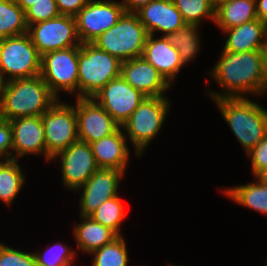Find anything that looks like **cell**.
<instances>
[{
  "label": "cell",
  "instance_id": "obj_19",
  "mask_svg": "<svg viewBox=\"0 0 267 266\" xmlns=\"http://www.w3.org/2000/svg\"><path fill=\"white\" fill-rule=\"evenodd\" d=\"M142 57L153 65L171 86L184 67L178 50L166 36L157 38L148 34Z\"/></svg>",
  "mask_w": 267,
  "mask_h": 266
},
{
  "label": "cell",
  "instance_id": "obj_15",
  "mask_svg": "<svg viewBox=\"0 0 267 266\" xmlns=\"http://www.w3.org/2000/svg\"><path fill=\"white\" fill-rule=\"evenodd\" d=\"M124 177L123 171L99 168L84 185L75 191L80 193L79 216H89L106 200L117 196Z\"/></svg>",
  "mask_w": 267,
  "mask_h": 266
},
{
  "label": "cell",
  "instance_id": "obj_20",
  "mask_svg": "<svg viewBox=\"0 0 267 266\" xmlns=\"http://www.w3.org/2000/svg\"><path fill=\"white\" fill-rule=\"evenodd\" d=\"M127 140L120 127L112 135L90 143L98 167L116 169L126 173L131 156Z\"/></svg>",
  "mask_w": 267,
  "mask_h": 266
},
{
  "label": "cell",
  "instance_id": "obj_11",
  "mask_svg": "<svg viewBox=\"0 0 267 266\" xmlns=\"http://www.w3.org/2000/svg\"><path fill=\"white\" fill-rule=\"evenodd\" d=\"M124 11L120 1L89 0L75 16L81 44L92 43L114 26Z\"/></svg>",
  "mask_w": 267,
  "mask_h": 266
},
{
  "label": "cell",
  "instance_id": "obj_27",
  "mask_svg": "<svg viewBox=\"0 0 267 266\" xmlns=\"http://www.w3.org/2000/svg\"><path fill=\"white\" fill-rule=\"evenodd\" d=\"M28 33L25 11L15 0H0V39Z\"/></svg>",
  "mask_w": 267,
  "mask_h": 266
},
{
  "label": "cell",
  "instance_id": "obj_4",
  "mask_svg": "<svg viewBox=\"0 0 267 266\" xmlns=\"http://www.w3.org/2000/svg\"><path fill=\"white\" fill-rule=\"evenodd\" d=\"M168 96L145 97L121 128L133 145L134 155L141 157L146 148L159 134L171 109Z\"/></svg>",
  "mask_w": 267,
  "mask_h": 266
},
{
  "label": "cell",
  "instance_id": "obj_1",
  "mask_svg": "<svg viewBox=\"0 0 267 266\" xmlns=\"http://www.w3.org/2000/svg\"><path fill=\"white\" fill-rule=\"evenodd\" d=\"M207 73L222 89L206 91L212 100L260 97L264 82L262 50L239 53L222 49L219 59Z\"/></svg>",
  "mask_w": 267,
  "mask_h": 266
},
{
  "label": "cell",
  "instance_id": "obj_40",
  "mask_svg": "<svg viewBox=\"0 0 267 266\" xmlns=\"http://www.w3.org/2000/svg\"><path fill=\"white\" fill-rule=\"evenodd\" d=\"M15 1L24 11H26L32 4H34L38 0H15Z\"/></svg>",
  "mask_w": 267,
  "mask_h": 266
},
{
  "label": "cell",
  "instance_id": "obj_18",
  "mask_svg": "<svg viewBox=\"0 0 267 266\" xmlns=\"http://www.w3.org/2000/svg\"><path fill=\"white\" fill-rule=\"evenodd\" d=\"M136 13L148 34L151 35L161 32V36H166L186 24L173 0H152Z\"/></svg>",
  "mask_w": 267,
  "mask_h": 266
},
{
  "label": "cell",
  "instance_id": "obj_7",
  "mask_svg": "<svg viewBox=\"0 0 267 266\" xmlns=\"http://www.w3.org/2000/svg\"><path fill=\"white\" fill-rule=\"evenodd\" d=\"M42 56L28 33L0 39V80L30 78L41 73Z\"/></svg>",
  "mask_w": 267,
  "mask_h": 266
},
{
  "label": "cell",
  "instance_id": "obj_38",
  "mask_svg": "<svg viewBox=\"0 0 267 266\" xmlns=\"http://www.w3.org/2000/svg\"><path fill=\"white\" fill-rule=\"evenodd\" d=\"M257 17L267 26V0H256Z\"/></svg>",
  "mask_w": 267,
  "mask_h": 266
},
{
  "label": "cell",
  "instance_id": "obj_30",
  "mask_svg": "<svg viewBox=\"0 0 267 266\" xmlns=\"http://www.w3.org/2000/svg\"><path fill=\"white\" fill-rule=\"evenodd\" d=\"M186 24L200 26L203 20L215 23V7L212 0H173Z\"/></svg>",
  "mask_w": 267,
  "mask_h": 266
},
{
  "label": "cell",
  "instance_id": "obj_16",
  "mask_svg": "<svg viewBox=\"0 0 267 266\" xmlns=\"http://www.w3.org/2000/svg\"><path fill=\"white\" fill-rule=\"evenodd\" d=\"M121 76L146 97L167 96V91L171 89V85L159 71L143 57L123 61Z\"/></svg>",
  "mask_w": 267,
  "mask_h": 266
},
{
  "label": "cell",
  "instance_id": "obj_29",
  "mask_svg": "<svg viewBox=\"0 0 267 266\" xmlns=\"http://www.w3.org/2000/svg\"><path fill=\"white\" fill-rule=\"evenodd\" d=\"M125 237L118 236L111 243L93 251L92 266H129V252Z\"/></svg>",
  "mask_w": 267,
  "mask_h": 266
},
{
  "label": "cell",
  "instance_id": "obj_37",
  "mask_svg": "<svg viewBox=\"0 0 267 266\" xmlns=\"http://www.w3.org/2000/svg\"><path fill=\"white\" fill-rule=\"evenodd\" d=\"M152 0H122L120 1L123 5L125 11L127 12H136L142 6L147 5Z\"/></svg>",
  "mask_w": 267,
  "mask_h": 266
},
{
  "label": "cell",
  "instance_id": "obj_14",
  "mask_svg": "<svg viewBox=\"0 0 267 266\" xmlns=\"http://www.w3.org/2000/svg\"><path fill=\"white\" fill-rule=\"evenodd\" d=\"M145 97L120 76L110 80L92 98L122 126Z\"/></svg>",
  "mask_w": 267,
  "mask_h": 266
},
{
  "label": "cell",
  "instance_id": "obj_42",
  "mask_svg": "<svg viewBox=\"0 0 267 266\" xmlns=\"http://www.w3.org/2000/svg\"><path fill=\"white\" fill-rule=\"evenodd\" d=\"M228 0H212L214 7L216 8L219 4Z\"/></svg>",
  "mask_w": 267,
  "mask_h": 266
},
{
  "label": "cell",
  "instance_id": "obj_24",
  "mask_svg": "<svg viewBox=\"0 0 267 266\" xmlns=\"http://www.w3.org/2000/svg\"><path fill=\"white\" fill-rule=\"evenodd\" d=\"M222 190L221 192L231 201L267 216V184L258 177L250 183L230 186Z\"/></svg>",
  "mask_w": 267,
  "mask_h": 266
},
{
  "label": "cell",
  "instance_id": "obj_39",
  "mask_svg": "<svg viewBox=\"0 0 267 266\" xmlns=\"http://www.w3.org/2000/svg\"><path fill=\"white\" fill-rule=\"evenodd\" d=\"M264 82L261 97L267 94V45L262 49ZM263 94V95H262Z\"/></svg>",
  "mask_w": 267,
  "mask_h": 266
},
{
  "label": "cell",
  "instance_id": "obj_23",
  "mask_svg": "<svg viewBox=\"0 0 267 266\" xmlns=\"http://www.w3.org/2000/svg\"><path fill=\"white\" fill-rule=\"evenodd\" d=\"M256 0H228L215 9V23L221 31L257 19Z\"/></svg>",
  "mask_w": 267,
  "mask_h": 266
},
{
  "label": "cell",
  "instance_id": "obj_8",
  "mask_svg": "<svg viewBox=\"0 0 267 266\" xmlns=\"http://www.w3.org/2000/svg\"><path fill=\"white\" fill-rule=\"evenodd\" d=\"M80 46L51 51L42 56L40 76L58 98L61 92L78 98V53Z\"/></svg>",
  "mask_w": 267,
  "mask_h": 266
},
{
  "label": "cell",
  "instance_id": "obj_10",
  "mask_svg": "<svg viewBox=\"0 0 267 266\" xmlns=\"http://www.w3.org/2000/svg\"><path fill=\"white\" fill-rule=\"evenodd\" d=\"M28 34L39 54L81 46L75 17L60 15L28 26Z\"/></svg>",
  "mask_w": 267,
  "mask_h": 266
},
{
  "label": "cell",
  "instance_id": "obj_9",
  "mask_svg": "<svg viewBox=\"0 0 267 266\" xmlns=\"http://www.w3.org/2000/svg\"><path fill=\"white\" fill-rule=\"evenodd\" d=\"M40 118L45 134L47 161L79 140L74 103L58 99Z\"/></svg>",
  "mask_w": 267,
  "mask_h": 266
},
{
  "label": "cell",
  "instance_id": "obj_12",
  "mask_svg": "<svg viewBox=\"0 0 267 266\" xmlns=\"http://www.w3.org/2000/svg\"><path fill=\"white\" fill-rule=\"evenodd\" d=\"M60 160L63 186L76 191L99 169L89 143L76 141L56 154L51 161Z\"/></svg>",
  "mask_w": 267,
  "mask_h": 266
},
{
  "label": "cell",
  "instance_id": "obj_5",
  "mask_svg": "<svg viewBox=\"0 0 267 266\" xmlns=\"http://www.w3.org/2000/svg\"><path fill=\"white\" fill-rule=\"evenodd\" d=\"M121 61L93 43L78 53V98H92L110 80L121 76Z\"/></svg>",
  "mask_w": 267,
  "mask_h": 266
},
{
  "label": "cell",
  "instance_id": "obj_28",
  "mask_svg": "<svg viewBox=\"0 0 267 266\" xmlns=\"http://www.w3.org/2000/svg\"><path fill=\"white\" fill-rule=\"evenodd\" d=\"M125 204L121 201L119 194L106 200L89 216L97 223L109 227L118 236H122L121 227L126 217Z\"/></svg>",
  "mask_w": 267,
  "mask_h": 266
},
{
  "label": "cell",
  "instance_id": "obj_6",
  "mask_svg": "<svg viewBox=\"0 0 267 266\" xmlns=\"http://www.w3.org/2000/svg\"><path fill=\"white\" fill-rule=\"evenodd\" d=\"M147 36L137 13L124 11L118 22L92 43L123 62L142 57Z\"/></svg>",
  "mask_w": 267,
  "mask_h": 266
},
{
  "label": "cell",
  "instance_id": "obj_36",
  "mask_svg": "<svg viewBox=\"0 0 267 266\" xmlns=\"http://www.w3.org/2000/svg\"><path fill=\"white\" fill-rule=\"evenodd\" d=\"M89 0H55L61 15L75 17Z\"/></svg>",
  "mask_w": 267,
  "mask_h": 266
},
{
  "label": "cell",
  "instance_id": "obj_21",
  "mask_svg": "<svg viewBox=\"0 0 267 266\" xmlns=\"http://www.w3.org/2000/svg\"><path fill=\"white\" fill-rule=\"evenodd\" d=\"M222 33L227 34L223 46L226 51L241 53L262 50L267 45V26L259 18L225 29Z\"/></svg>",
  "mask_w": 267,
  "mask_h": 266
},
{
  "label": "cell",
  "instance_id": "obj_43",
  "mask_svg": "<svg viewBox=\"0 0 267 266\" xmlns=\"http://www.w3.org/2000/svg\"><path fill=\"white\" fill-rule=\"evenodd\" d=\"M33 266H42L39 263H37L36 261L34 262Z\"/></svg>",
  "mask_w": 267,
  "mask_h": 266
},
{
  "label": "cell",
  "instance_id": "obj_22",
  "mask_svg": "<svg viewBox=\"0 0 267 266\" xmlns=\"http://www.w3.org/2000/svg\"><path fill=\"white\" fill-rule=\"evenodd\" d=\"M79 217L81 220L73 225L72 235L75 238L77 248L88 256L118 237L113 230L97 223L90 216Z\"/></svg>",
  "mask_w": 267,
  "mask_h": 266
},
{
  "label": "cell",
  "instance_id": "obj_2",
  "mask_svg": "<svg viewBox=\"0 0 267 266\" xmlns=\"http://www.w3.org/2000/svg\"><path fill=\"white\" fill-rule=\"evenodd\" d=\"M58 98L50 91L40 75L3 82L0 89V118L40 116Z\"/></svg>",
  "mask_w": 267,
  "mask_h": 266
},
{
  "label": "cell",
  "instance_id": "obj_3",
  "mask_svg": "<svg viewBox=\"0 0 267 266\" xmlns=\"http://www.w3.org/2000/svg\"><path fill=\"white\" fill-rule=\"evenodd\" d=\"M226 124L245 151L249 153L267 134V109L249 97L212 100Z\"/></svg>",
  "mask_w": 267,
  "mask_h": 266
},
{
  "label": "cell",
  "instance_id": "obj_31",
  "mask_svg": "<svg viewBox=\"0 0 267 266\" xmlns=\"http://www.w3.org/2000/svg\"><path fill=\"white\" fill-rule=\"evenodd\" d=\"M64 243L56 242L42 251H33L35 261L42 266H74L77 251Z\"/></svg>",
  "mask_w": 267,
  "mask_h": 266
},
{
  "label": "cell",
  "instance_id": "obj_17",
  "mask_svg": "<svg viewBox=\"0 0 267 266\" xmlns=\"http://www.w3.org/2000/svg\"><path fill=\"white\" fill-rule=\"evenodd\" d=\"M13 130V159L43 155L47 161L44 128L40 116L10 120Z\"/></svg>",
  "mask_w": 267,
  "mask_h": 266
},
{
  "label": "cell",
  "instance_id": "obj_13",
  "mask_svg": "<svg viewBox=\"0 0 267 266\" xmlns=\"http://www.w3.org/2000/svg\"><path fill=\"white\" fill-rule=\"evenodd\" d=\"M78 138L92 143L115 133L121 126L93 98H76Z\"/></svg>",
  "mask_w": 267,
  "mask_h": 266
},
{
  "label": "cell",
  "instance_id": "obj_32",
  "mask_svg": "<svg viewBox=\"0 0 267 266\" xmlns=\"http://www.w3.org/2000/svg\"><path fill=\"white\" fill-rule=\"evenodd\" d=\"M55 0H38L25 11L27 26L60 16Z\"/></svg>",
  "mask_w": 267,
  "mask_h": 266
},
{
  "label": "cell",
  "instance_id": "obj_26",
  "mask_svg": "<svg viewBox=\"0 0 267 266\" xmlns=\"http://www.w3.org/2000/svg\"><path fill=\"white\" fill-rule=\"evenodd\" d=\"M200 27L192 24H185L178 30L166 35L168 41L178 50L181 62L184 66L197 59L200 52L201 37L198 32Z\"/></svg>",
  "mask_w": 267,
  "mask_h": 266
},
{
  "label": "cell",
  "instance_id": "obj_34",
  "mask_svg": "<svg viewBox=\"0 0 267 266\" xmlns=\"http://www.w3.org/2000/svg\"><path fill=\"white\" fill-rule=\"evenodd\" d=\"M245 156L251 160V173L253 177H258L267 168V134Z\"/></svg>",
  "mask_w": 267,
  "mask_h": 266
},
{
  "label": "cell",
  "instance_id": "obj_35",
  "mask_svg": "<svg viewBox=\"0 0 267 266\" xmlns=\"http://www.w3.org/2000/svg\"><path fill=\"white\" fill-rule=\"evenodd\" d=\"M0 159H13V130L9 120L0 118Z\"/></svg>",
  "mask_w": 267,
  "mask_h": 266
},
{
  "label": "cell",
  "instance_id": "obj_25",
  "mask_svg": "<svg viewBox=\"0 0 267 266\" xmlns=\"http://www.w3.org/2000/svg\"><path fill=\"white\" fill-rule=\"evenodd\" d=\"M23 168L17 159H0V200L12 205L25 185Z\"/></svg>",
  "mask_w": 267,
  "mask_h": 266
},
{
  "label": "cell",
  "instance_id": "obj_33",
  "mask_svg": "<svg viewBox=\"0 0 267 266\" xmlns=\"http://www.w3.org/2000/svg\"><path fill=\"white\" fill-rule=\"evenodd\" d=\"M34 262L33 252L21 251L0 243V266H33Z\"/></svg>",
  "mask_w": 267,
  "mask_h": 266
},
{
  "label": "cell",
  "instance_id": "obj_41",
  "mask_svg": "<svg viewBox=\"0 0 267 266\" xmlns=\"http://www.w3.org/2000/svg\"><path fill=\"white\" fill-rule=\"evenodd\" d=\"M258 178L265 184H267V168L258 176Z\"/></svg>",
  "mask_w": 267,
  "mask_h": 266
}]
</instances>
